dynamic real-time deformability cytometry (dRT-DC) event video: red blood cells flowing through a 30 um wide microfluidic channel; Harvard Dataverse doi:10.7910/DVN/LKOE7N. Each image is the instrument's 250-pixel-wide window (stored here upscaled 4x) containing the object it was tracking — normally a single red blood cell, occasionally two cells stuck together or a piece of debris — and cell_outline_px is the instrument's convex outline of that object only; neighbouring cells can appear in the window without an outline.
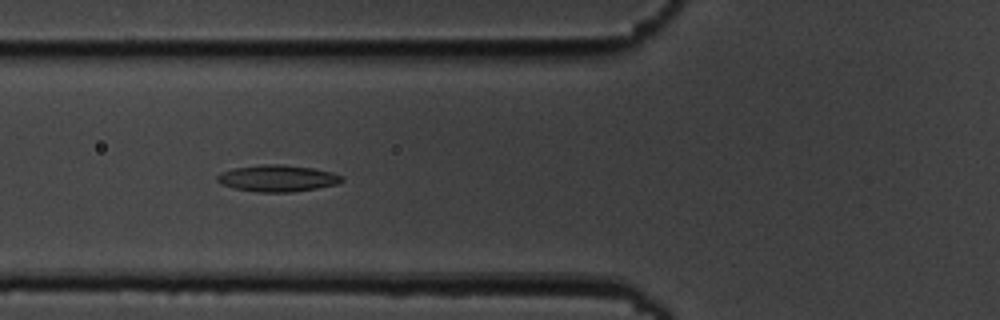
{"species": "common noctule bat (a hibernating species)", "species_latin": "Nyctalus noctula", "temperature_condition": "cold", "stored_images_in_passage": 8, "camera_frame_rate_fps": 3000, "um_per_image_px": 0.085, "animal": {"sex": "male", "body_mass_g": 19.5, "forearm_length_mm": 54.6}, "frame": {"image": 1, "passage_image": 7, "time_ms": 7.0, "image_size_px": [1000, 320], "cell_outline_px": [[344, 180], [336, 184], [316, 188], [292, 192], [256, 192], [236, 188], [224, 184], [216, 180], [216, 176], [220, 172], [236, 168], [264, 164], [284, 164], [312, 168], [332, 172], [344, 176]], "centroid_in_image_um": [23.61, 15.15], "position_along_channel_um": 102.2, "area_um2": 19.19}}
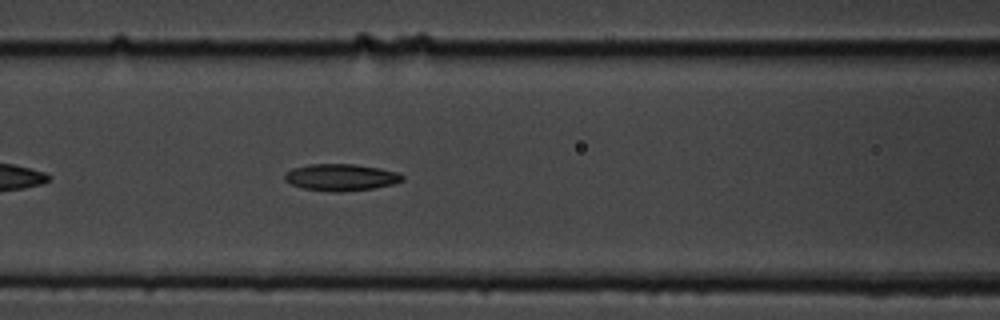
{"frame": {"image": 2, "passage_image": 8, "time_ms": 8.0, "image_size_px": [1000, 320], "cell_outline_px": [[404, 180], [392, 184], [372, 188], [340, 192], [332, 192], [304, 188], [292, 184], [284, 180], [284, 176], [292, 168], [312, 164], [352, 164], [380, 168], [396, 172], [404, 176]], "centroid_in_image_um": [28.98, 15.07], "position_along_channel_um": 137.6, "area_um2": 18.15}}